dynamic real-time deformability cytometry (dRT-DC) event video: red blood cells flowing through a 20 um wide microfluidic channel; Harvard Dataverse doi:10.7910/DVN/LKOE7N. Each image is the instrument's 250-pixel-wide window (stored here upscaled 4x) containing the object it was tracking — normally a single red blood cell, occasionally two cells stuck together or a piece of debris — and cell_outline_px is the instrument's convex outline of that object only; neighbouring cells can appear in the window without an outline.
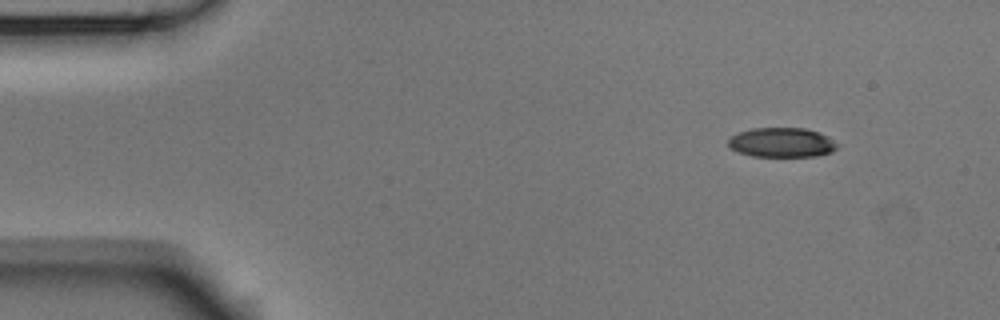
{"species": "Egyptian fruit bat (a non-hibernating species)", "species_latin": "Rousettus aegyptiacus", "temperature_condition": "room temperature", "stored_images_in_passage": 4, "segment_of_instrument_passage": [1, 2], "camera_frame_rate_fps": 3000, "um_per_image_px": 0.085, "animal": {"sex": "male"}, "frame": {"image": 1, "passage_image": 1, "time_ms": 0.0, "image_size_px": [1000, 320], "cell_outline_px": [[836, 148], [832, 152], [816, 156], [752, 156], [736, 152], [728, 148], [728, 140], [736, 132], [752, 128], [804, 128], [828, 136], [836, 144]], "centroid_in_image_um": [66.37, 12.11], "position_along_channel_um": 18.6, "area_um2": 18.79}}
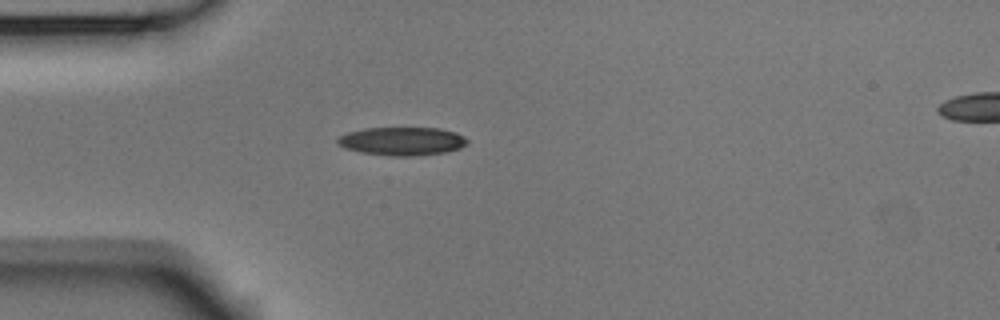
{"frame": {"image": 2, "passage_image": 3, "time_ms": 0.667, "image_size_px": [1000, 320], "cell_outline_px": [[468, 144], [460, 148], [444, 152], [412, 156], [392, 156], [360, 152], [344, 148], [336, 140], [340, 136], [348, 132], [364, 128], [440, 128], [456, 132], [464, 136], [468, 140]], "centroid_in_image_um": [34.2, 12.0], "position_along_channel_um": 50.8, "area_um2": 21.39}}